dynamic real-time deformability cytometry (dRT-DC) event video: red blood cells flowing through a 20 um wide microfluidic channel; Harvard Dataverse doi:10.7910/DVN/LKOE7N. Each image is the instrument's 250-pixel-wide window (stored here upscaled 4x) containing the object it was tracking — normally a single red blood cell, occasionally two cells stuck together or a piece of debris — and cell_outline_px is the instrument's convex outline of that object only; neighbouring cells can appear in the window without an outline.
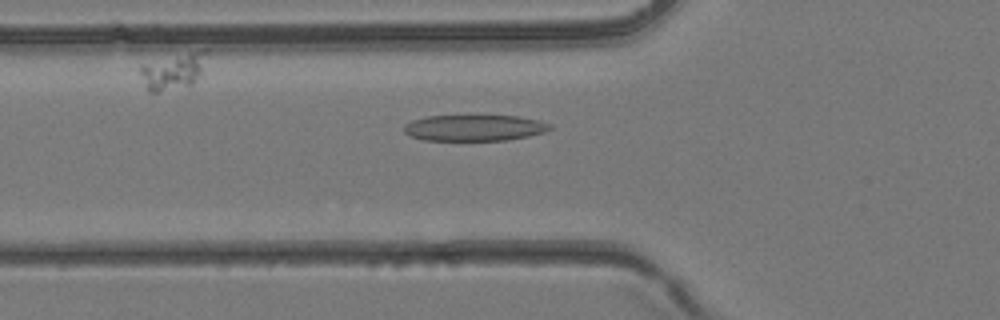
{"species": "common noctule bat (a hibernating species)", "species_latin": "Nyctalus noctula", "temperature_condition": "room temperature", "stored_images_in_passage": 44, "camera_frame_rate_fps": 3000, "um_per_image_px": 0.085, "animal": {"sex": "female", "body_mass_g": 24.6, "forearm_length_mm": 56.2}, "frame": {"image": 1, "passage_image": 16, "time_ms": 5.0, "image_size_px": [1000, 320], "cell_outline_px": [[552, 128], [544, 132], [528, 136], [508, 140], [424, 140], [412, 136], [404, 132], [404, 124], [412, 120], [428, 116], [516, 116], [536, 120], [552, 124]], "centroid_in_image_um": [40.32, 10.87], "position_along_channel_um": 85.5, "area_um2": 22.02}}
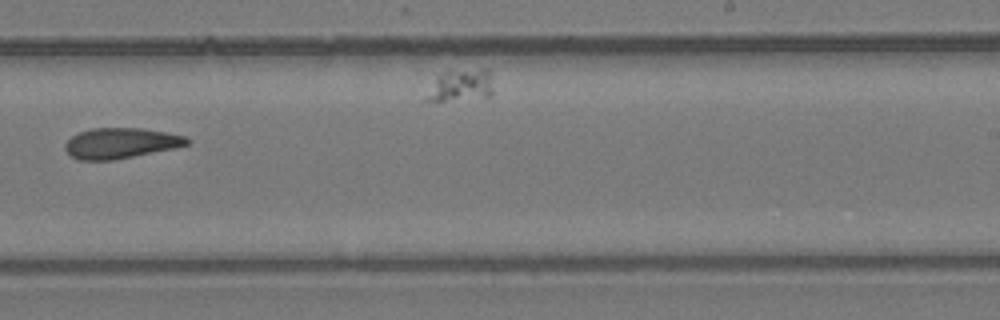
{"frame": {"image": 2, "passage_image": 28, "time_ms": 9.0, "image_size_px": [1000, 320], "cell_outline_px": [[192, 140], [188, 144], [176, 148], [112, 160], [80, 160], [72, 156], [64, 148], [64, 144], [72, 136], [80, 132], [92, 128], [144, 128], [184, 136]], "centroid_in_image_um": [10.27, 12.16], "position_along_channel_um": 278.7, "area_um2": 21.56}}
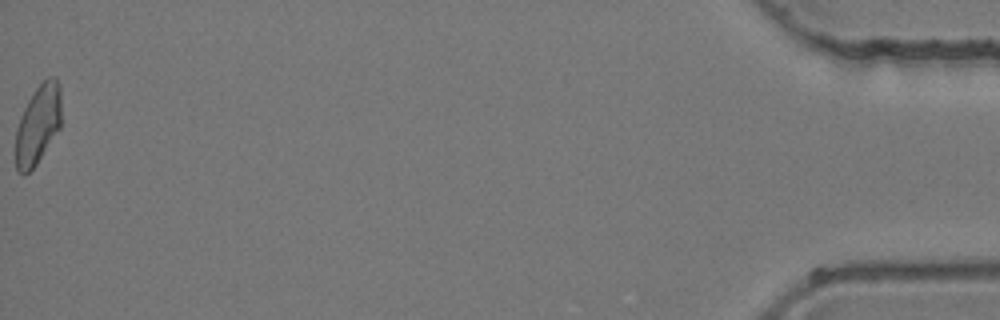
{"frame": {"image": 3, "passage_image": 44, "time_ms": 14.333, "image_size_px": [1000, 320], "cell_outline_px": [[60, 128], [36, 164], [24, 176], [16, 168], [16, 128], [20, 116], [28, 100], [36, 88], [48, 76], [56, 76], [60, 84]], "centroid_in_image_um": [3.23, 10.56], "position_along_channel_um": 432.0, "area_um2": 20.98}}